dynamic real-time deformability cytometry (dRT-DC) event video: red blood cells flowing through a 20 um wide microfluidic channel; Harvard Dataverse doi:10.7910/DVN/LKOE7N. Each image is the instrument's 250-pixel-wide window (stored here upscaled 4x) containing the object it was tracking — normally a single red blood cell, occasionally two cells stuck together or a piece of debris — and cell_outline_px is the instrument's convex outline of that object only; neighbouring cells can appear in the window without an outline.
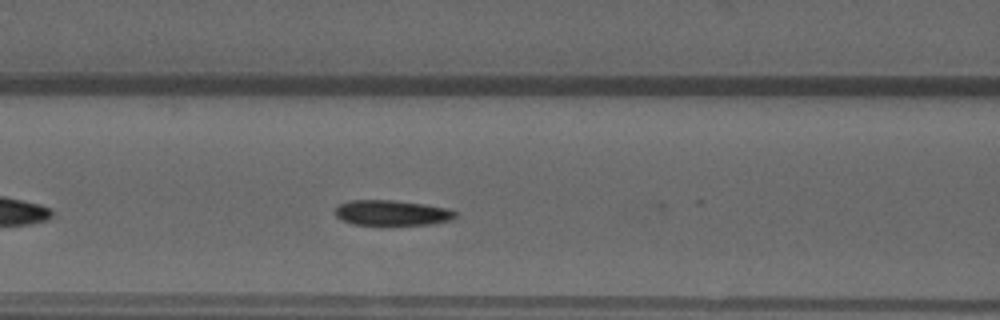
{"species": "common noctule bat (a hibernating species)", "species_latin": "Nyctalus noctula", "temperature_condition": "warm", "stored_images_in_passage": 25, "camera_frame_rate_fps": 3000, "um_per_image_px": 0.085, "animal": {"sex": "male", "forearm_length_mm": 52.5}, "frame": {"image": 1, "passage_image": 7, "time_ms": 2.0, "image_size_px": [1000, 320], "cell_outline_px": [[456, 216], [452, 220], [428, 224], [352, 224], [340, 220], [336, 216], [336, 208], [340, 204], [352, 200], [392, 200], [424, 204], [444, 208], [456, 212]], "centroid_in_image_um": [33.28, 18.09], "position_along_channel_um": 133.3, "area_um2": 17.4}}
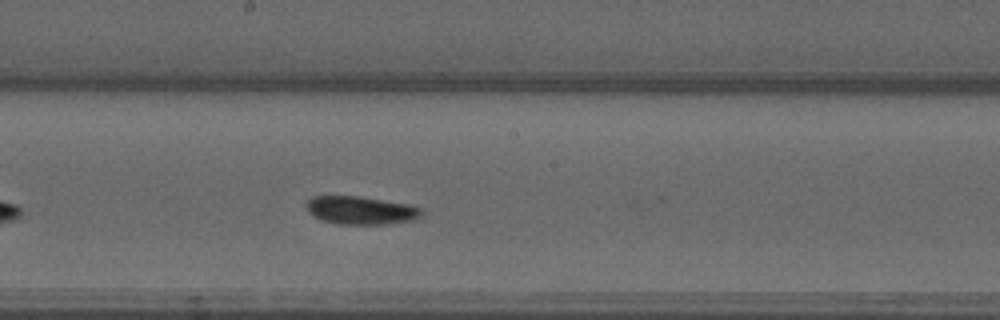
{"frame": {"image": 2, "passage_image": 14, "time_ms": 4.333, "image_size_px": [1000, 320], "cell_outline_px": [[424, 212], [416, 220], [388, 224], [336, 224], [324, 220], [308, 212], [304, 204], [312, 196], [360, 196], [408, 204], [420, 208]], "centroid_in_image_um": [30.68, 17.87], "position_along_channel_um": 217.5, "area_um2": 18.96}}
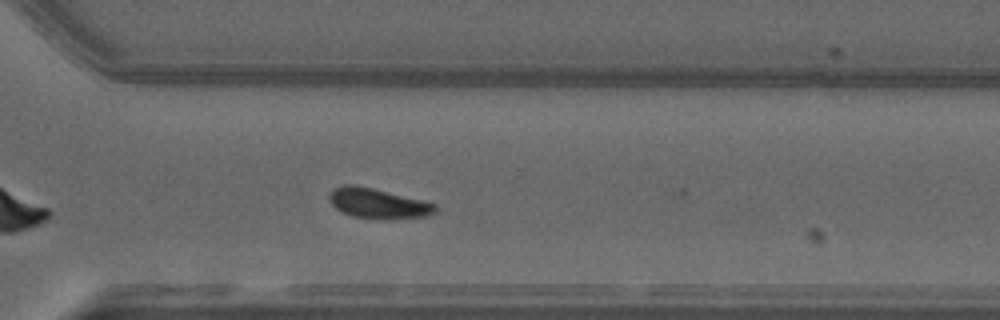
{"frame": {"image": 3, "passage_image": 24, "time_ms": 7.667, "image_size_px": [1000, 320], "cell_outline_px": [[436, 212], [424, 216], [388, 220], [376, 220], [352, 216], [340, 212], [328, 200], [328, 196], [332, 188], [344, 184], [352, 184], [372, 188], [436, 204]], "centroid_in_image_um": [32.05, 17.31], "position_along_channel_um": 338.5, "area_um2": 18.73}}